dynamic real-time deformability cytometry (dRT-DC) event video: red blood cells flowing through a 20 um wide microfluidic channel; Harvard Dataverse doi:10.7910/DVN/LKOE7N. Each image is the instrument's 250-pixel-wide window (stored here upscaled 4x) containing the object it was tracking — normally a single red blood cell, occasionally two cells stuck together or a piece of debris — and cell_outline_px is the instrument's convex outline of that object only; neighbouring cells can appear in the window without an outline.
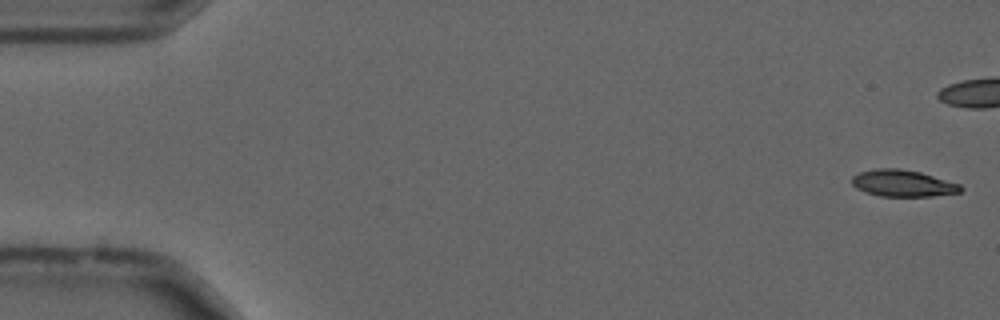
{"species": "common noctule bat (a hibernating species)", "species_latin": "Nyctalus noctula", "temperature_condition": "cold", "stored_images_in_passage": 9, "camera_frame_rate_fps": 3000, "um_per_image_px": 0.085, "animal": {"sex": "male", "forearm_length_mm": 52.5}, "frame": {"image": 1, "passage_image": 1, "time_ms": 0.0, "image_size_px": [1000, 320], "cell_outline_px": [[964, 188], [960, 192], [932, 196], [880, 196], [864, 192], [856, 188], [852, 184], [852, 176], [860, 172], [876, 168], [900, 168], [920, 172], [960, 184]], "centroid_in_image_um": [76.72, 15.58], "position_along_channel_um": 8.3, "area_um2": 16.94}}